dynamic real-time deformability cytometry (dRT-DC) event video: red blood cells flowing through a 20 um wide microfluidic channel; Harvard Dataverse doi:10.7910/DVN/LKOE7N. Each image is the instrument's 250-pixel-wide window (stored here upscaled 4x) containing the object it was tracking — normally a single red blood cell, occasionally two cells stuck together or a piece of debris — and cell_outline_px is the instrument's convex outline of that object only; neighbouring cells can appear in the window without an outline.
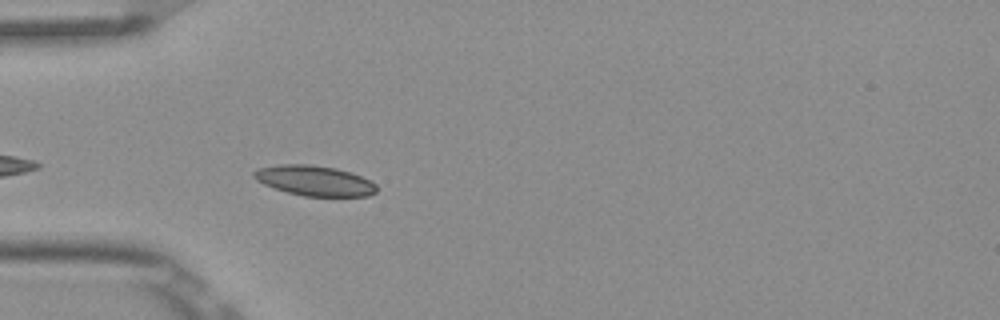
{"species": "Egyptian fruit bat (a non-hibernating species)", "species_latin": "Rousettus aegyptiacus", "temperature_condition": "room temperature", "stored_images_in_passage": 3, "camera_frame_rate_fps": 3000, "um_per_image_px": 0.085, "frame": {"image": 1, "passage_image": 3, "time_ms": 0.667, "image_size_px": [1000, 320], "cell_outline_px": [[376, 192], [368, 196], [304, 196], [288, 192], [264, 184], [256, 180], [252, 176], [252, 172], [256, 168], [280, 164], [308, 164], [336, 168], [360, 176], [376, 184]], "centroid_in_image_um": [26.69, 15.35], "position_along_channel_um": 58.3, "area_um2": 21.44}}